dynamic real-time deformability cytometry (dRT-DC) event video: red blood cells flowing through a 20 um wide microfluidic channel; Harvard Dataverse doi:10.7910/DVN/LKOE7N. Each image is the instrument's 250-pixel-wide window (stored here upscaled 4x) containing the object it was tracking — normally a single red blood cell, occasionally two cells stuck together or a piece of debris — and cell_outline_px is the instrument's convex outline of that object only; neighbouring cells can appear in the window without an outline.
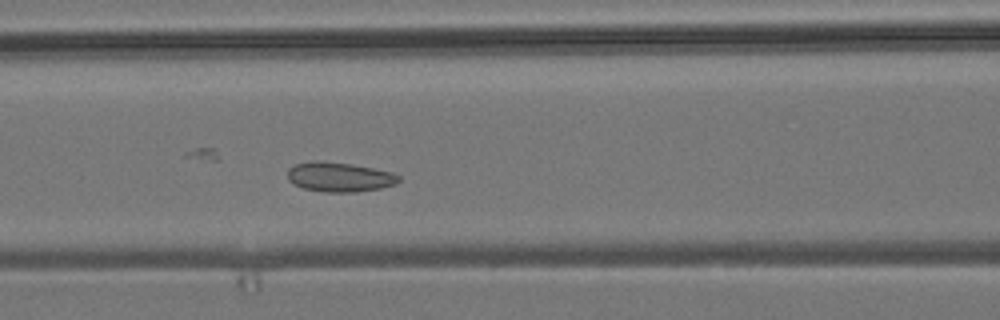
{"species": "common noctule bat (a hibernating species)", "species_latin": "Nyctalus noctula", "temperature_condition": "room temperature", "stored_images_in_passage": 51, "camera_frame_rate_fps": 3000, "um_per_image_px": 0.085, "animal": {"sex": "male", "body_mass_g": 19.2, "forearm_length_mm": 51.8}, "frame": {"image": 1, "passage_image": 20, "time_ms": 6.333, "image_size_px": [1000, 320], "cell_outline_px": [[400, 180], [396, 184], [380, 188], [356, 192], [324, 192], [304, 188], [292, 184], [288, 180], [288, 168], [296, 164], [312, 160], [316, 160], [352, 164], [392, 172], [400, 176]], "centroid_in_image_um": [28.84, 15.04], "position_along_channel_um": 137.8, "area_um2": 19.25}}
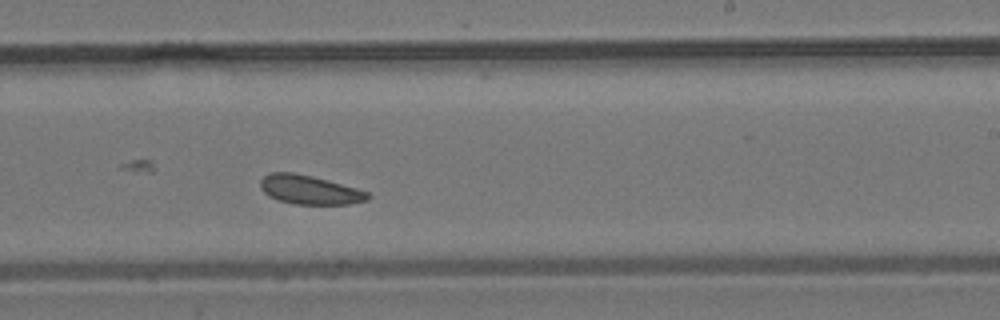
{"frame": {"image": 2, "passage_image": 30, "time_ms": 9.667, "image_size_px": [1000, 320], "cell_outline_px": [[372, 196], [368, 200], [348, 204], [296, 204], [280, 200], [268, 196], [260, 188], [260, 180], [268, 172], [292, 172], [312, 176], [356, 188], [368, 192]], "centroid_in_image_um": [26.3, 16.13], "position_along_channel_um": 262.7, "area_um2": 18.09}}
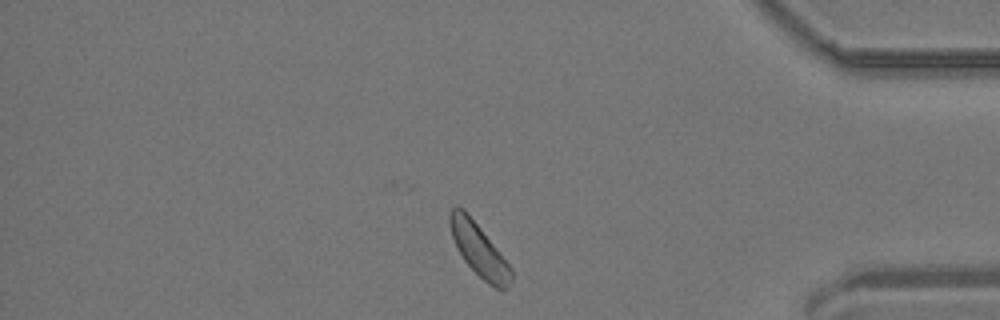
{"frame": {"image": 3, "passage_image": 43, "time_ms": 14.0, "image_size_px": [1000, 320], "cell_outline_px": [[512, 280], [504, 288], [496, 288], [488, 284], [464, 260], [456, 248], [448, 224], [448, 216], [452, 208], [456, 204], [464, 208], [512, 268]], "centroid_in_image_um": [40.66, 21.18], "position_along_channel_um": 394.5, "area_um2": 18.55}, "authors_computed_cell_mechanics": {"area_um2": 18.7272, "velocity_mm_per_s": 3.7671, "shape_relaxation_time_tau1_ms": null, "shape_relaxation_time_tau2_ms": 2.8396, "deformation_change_tau1": null, "deformation_change_tau2": 0.0744}}